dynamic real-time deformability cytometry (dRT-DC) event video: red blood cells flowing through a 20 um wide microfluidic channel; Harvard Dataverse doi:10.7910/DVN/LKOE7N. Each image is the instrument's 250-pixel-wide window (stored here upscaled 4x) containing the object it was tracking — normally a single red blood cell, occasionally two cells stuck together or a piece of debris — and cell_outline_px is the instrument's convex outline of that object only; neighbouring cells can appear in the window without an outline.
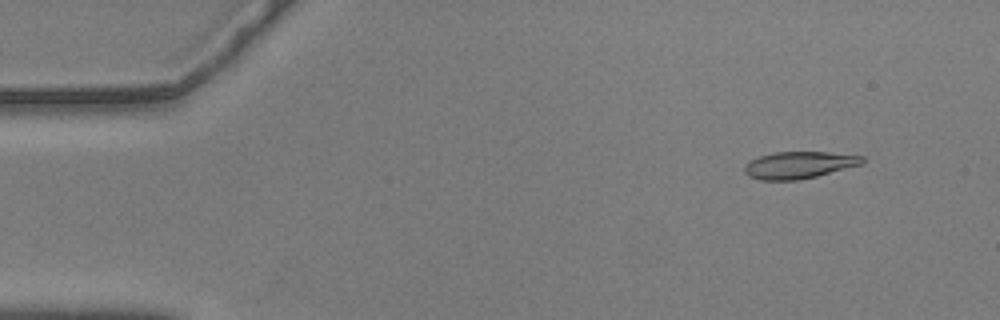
{"species": "common noctule bat (a hibernating species)", "species_latin": "Nyctalus noctula", "temperature_condition": "warm", "stored_images_in_passage": 58, "segment_of_instrument_passage": [1, 2], "camera_frame_rate_fps": 3000, "um_per_image_px": 0.085, "animal": {"sex": "male", "body_mass_g": 20.5, "forearm_length_mm": 52.5}, "frame": {"image": 1, "passage_image": 6, "time_ms": 1.667, "image_size_px": [1000, 320], "cell_outline_px": [[864, 164], [816, 176], [796, 180], [760, 180], [748, 176], [744, 172], [744, 168], [752, 160], [760, 156], [772, 152], [828, 152], [864, 156]], "centroid_in_image_um": [67.94, 14.02], "position_along_channel_um": 17.1, "area_um2": 18.44}}
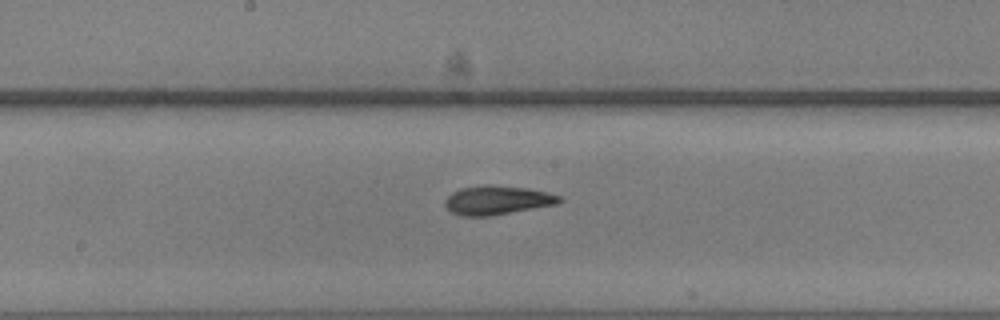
{"frame": {"image": 2, "passage_image": 30, "time_ms": 9.667, "image_size_px": [1000, 320], "cell_outline_px": [[564, 200], [556, 204], [492, 216], [460, 216], [452, 212], [444, 204], [444, 200], [452, 192], [460, 188], [488, 184], [492, 184], [528, 188], [560, 196]], "centroid_in_image_um": [42.24, 17.01], "position_along_channel_um": 206.0, "area_um2": 19.36}}
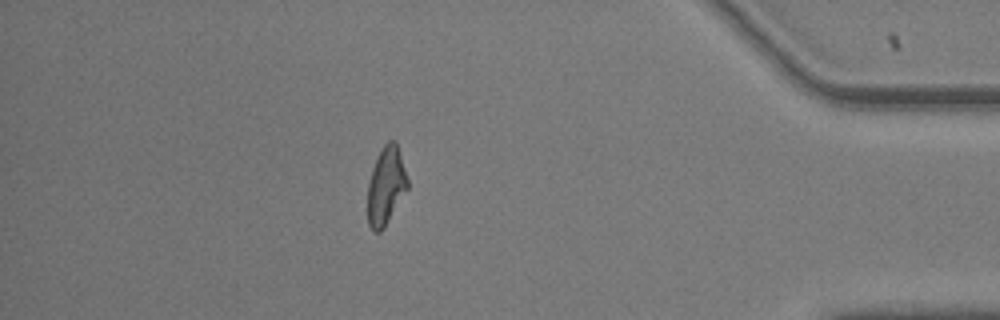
{"frame": {"image": 3, "passage_image": 50, "time_ms": 16.333, "image_size_px": [1000, 320], "cell_outline_px": [[408, 188], [384, 228], [380, 232], [372, 232], [368, 224], [368, 184], [372, 168], [384, 144], [388, 140], [396, 140], [408, 180]], "centroid_in_image_um": [32.8, 15.82], "position_along_channel_um": 402.4, "area_um2": 18.03}}